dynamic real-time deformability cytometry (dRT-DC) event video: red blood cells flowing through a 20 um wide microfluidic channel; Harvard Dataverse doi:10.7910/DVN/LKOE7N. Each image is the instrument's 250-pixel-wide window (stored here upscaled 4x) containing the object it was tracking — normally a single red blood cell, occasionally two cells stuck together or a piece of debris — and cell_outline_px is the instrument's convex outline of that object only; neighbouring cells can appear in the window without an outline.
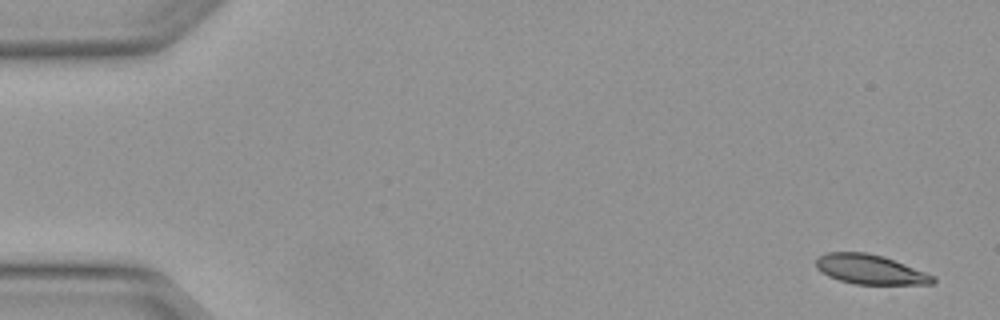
{"species": "Egyptian fruit bat (a non-hibernating species)", "species_latin": "Rousettus aegyptiacus", "temperature_condition": "warm", "stored_images_in_passage": 5, "camera_frame_rate_fps": 3000, "um_per_image_px": 0.085, "animal": {"sex": "female"}, "frame": {"image": 1, "passage_image": 1, "time_ms": 0.0, "image_size_px": [1000, 320], "cell_outline_px": [[936, 284], [856, 284], [840, 280], [828, 276], [820, 272], [816, 268], [816, 260], [820, 256], [828, 252], [868, 252], [884, 256], [936, 276]], "centroid_in_image_um": [73.99, 22.9], "position_along_channel_um": 11.0, "area_um2": 20.23}}
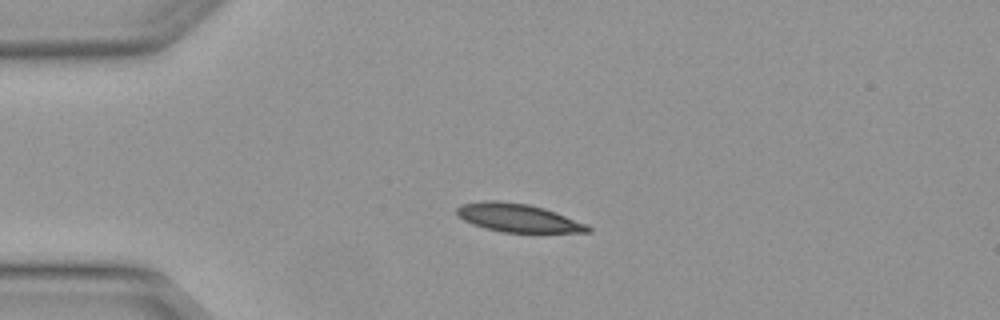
{"frame": {"image": 2, "passage_image": 3, "time_ms": 0.667, "image_size_px": [1000, 320], "cell_outline_px": [[592, 232], [504, 232], [472, 224], [456, 216], [456, 208], [460, 204], [488, 200], [496, 200], [528, 204], [544, 208], [556, 212], [588, 224], [592, 228]], "centroid_in_image_um": [44.03, 18.51], "position_along_channel_um": 41.0, "area_um2": 21.62}}